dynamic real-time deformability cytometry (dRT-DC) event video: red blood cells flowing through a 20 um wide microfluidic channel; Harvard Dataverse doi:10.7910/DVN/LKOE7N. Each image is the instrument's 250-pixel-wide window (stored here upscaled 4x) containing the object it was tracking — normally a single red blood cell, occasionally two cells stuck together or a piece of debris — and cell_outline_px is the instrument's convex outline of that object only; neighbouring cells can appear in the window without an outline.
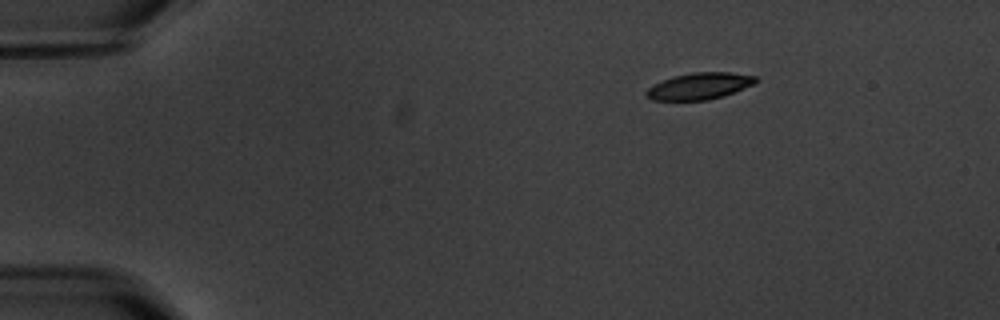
{"species": "common noctule bat (a hibernating species)", "species_latin": "Nyctalus noctula", "temperature_condition": "warm", "stored_images_in_passage": 12, "camera_frame_rate_fps": 3000, "um_per_image_px": 0.085, "animal": {"sex": "male", "body_mass_g": 20.1, "forearm_length_mm": 53.5}, "frame": {"image": 1, "passage_image": 1, "time_ms": 0.0, "image_size_px": [1000, 320], "cell_outline_px": [[760, 80], [756, 84], [724, 96], [708, 100], [652, 100], [644, 92], [648, 88], [672, 76], [692, 72], [728, 72], [756, 76]], "centroid_in_image_um": [59.52, 7.31], "position_along_channel_um": 25.5, "area_um2": 17.05}}
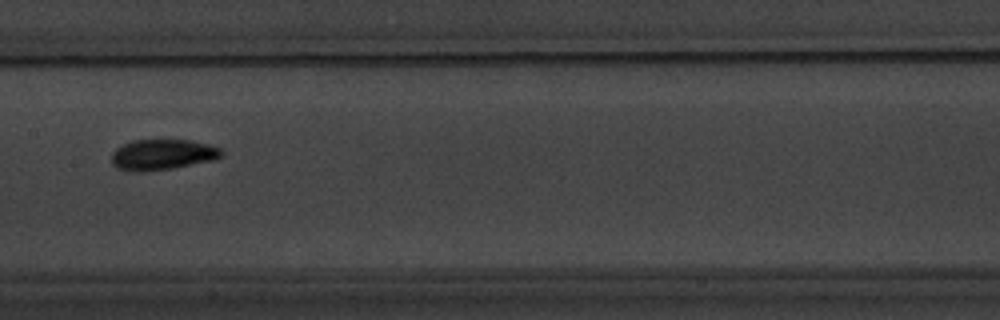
{"frame": {"image": 2, "passage_image": 5, "time_ms": 7.0, "image_size_px": [1000, 320], "cell_outline_px": [[224, 152], [216, 160], [172, 168], [140, 172], [132, 172], [116, 168], [112, 164], [112, 152], [116, 148], [132, 140], [188, 140], [208, 144], [220, 148]], "centroid_in_image_um": [13.79, 13.15], "position_along_channel_um": 193.6, "area_um2": 19.71}}
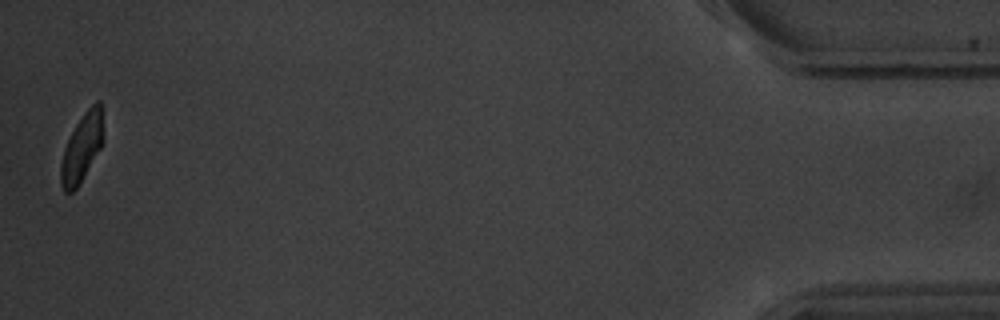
{"frame": {"image": 3, "passage_image": 12, "time_ms": 16.0, "image_size_px": [1000, 320], "cell_outline_px": [[104, 144], [76, 188], [72, 192], [64, 192], [60, 184], [60, 164], [64, 148], [76, 124], [84, 112], [96, 100], [100, 100], [104, 136]], "centroid_in_image_um": [6.97, 12.54], "position_along_channel_um": 428.2, "area_um2": 16.99}, "authors_computed_cell_mechanics": {"area_um2": 18.2648, "velocity_mm_per_s": 3.5434, "shape_relaxation_time_tau1_ms": 1.6273, "shape_relaxation_time_tau2_ms": 3.7773, "deformation_change_tau1": 0.1033, "deformation_change_tau2": 0.0638}}